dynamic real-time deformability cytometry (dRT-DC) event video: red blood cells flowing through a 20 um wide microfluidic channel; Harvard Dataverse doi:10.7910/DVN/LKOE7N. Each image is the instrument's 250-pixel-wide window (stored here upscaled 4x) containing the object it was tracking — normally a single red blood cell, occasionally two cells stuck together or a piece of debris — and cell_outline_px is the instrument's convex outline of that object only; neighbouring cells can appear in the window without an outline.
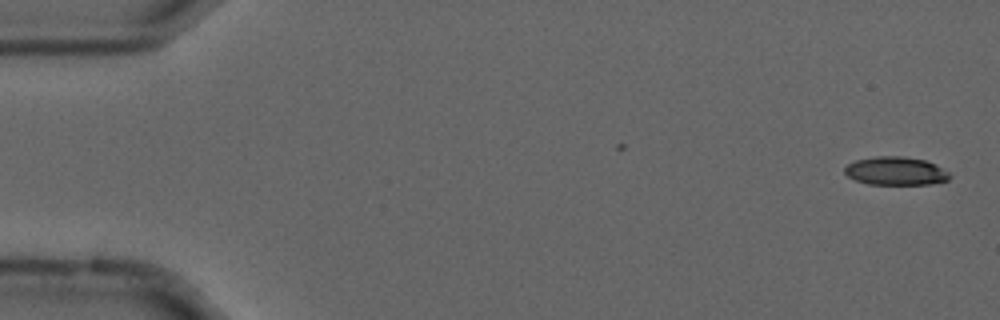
{"species": "common noctule bat (a hibernating species)", "species_latin": "Nyctalus noctula", "temperature_condition": "cold", "stored_images_in_passage": 55, "camera_frame_rate_fps": 3000, "um_per_image_px": 0.085, "animal": {"sex": "male", "forearm_length_mm": 52.5}, "frame": {"image": 1, "passage_image": 1, "time_ms": 0.0, "image_size_px": [1000, 320], "cell_outline_px": [[952, 176], [948, 180], [928, 184], [868, 184], [856, 180], [848, 176], [844, 172], [844, 168], [848, 164], [856, 160], [876, 156], [900, 156], [924, 160], [948, 172]], "centroid_in_image_um": [76.1, 14.54], "position_along_channel_um": 8.9, "area_um2": 17.05}}
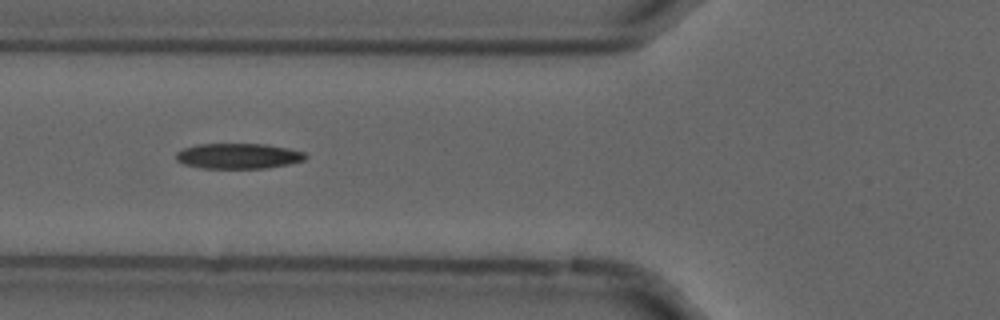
{"frame": {"image": 2, "passage_image": 20, "time_ms": 6.333, "image_size_px": [1000, 320], "cell_outline_px": [[308, 156], [304, 160], [292, 164], [264, 168], [204, 168], [184, 164], [176, 160], [176, 152], [184, 148], [196, 144], [264, 144], [288, 148], [304, 152]], "centroid_in_image_um": [20.27, 13.26], "position_along_channel_um": 105.5, "area_um2": 19.19}}
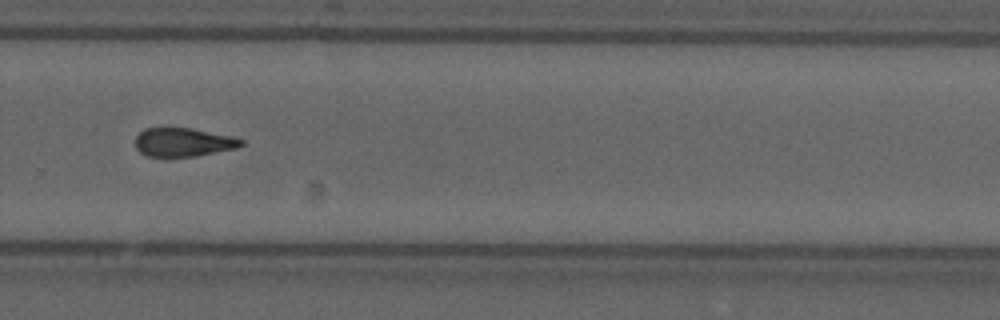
{"frame": {"image": 3, "passage_image": 37, "time_ms": 12.0, "image_size_px": [1000, 320], "cell_outline_px": [[244, 144], [236, 148], [196, 156], [148, 156], [140, 152], [136, 148], [136, 136], [144, 128], [192, 128], [232, 136], [244, 140]], "centroid_in_image_um": [15.59, 12.08], "position_along_channel_um": 314.2, "area_um2": 17.57}, "authors_computed_cell_mechanics": {"area_um2": 18.496, "velocity_mm_per_s": 3.6832, "shape_relaxation_time_tau1_ms": null, "shape_relaxation_time_tau2_ms": 7.4231, "deformation_change_tau1": null, "deformation_change_tau2": 0.1905}}